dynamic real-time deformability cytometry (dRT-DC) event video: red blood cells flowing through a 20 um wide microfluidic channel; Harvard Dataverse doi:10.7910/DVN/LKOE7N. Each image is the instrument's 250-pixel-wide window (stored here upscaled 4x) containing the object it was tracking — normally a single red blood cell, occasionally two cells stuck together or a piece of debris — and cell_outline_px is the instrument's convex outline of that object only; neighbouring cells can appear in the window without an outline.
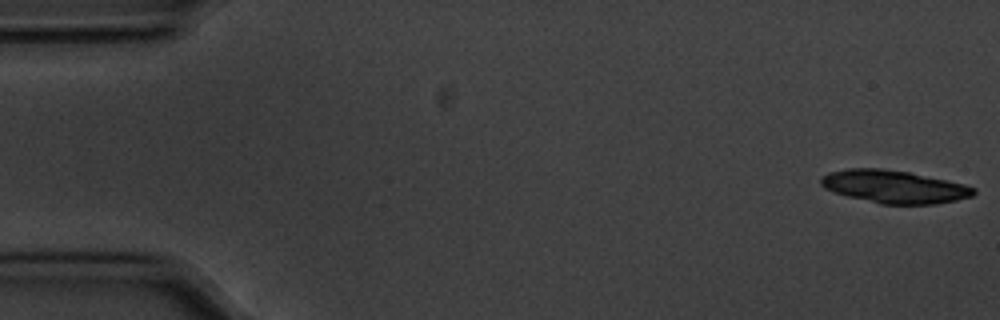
{"species": "common noctule bat (a hibernating species)", "species_latin": "Nyctalus noctula", "temperature_condition": "cold", "stored_images_in_passage": 41, "camera_frame_rate_fps": 3000, "um_per_image_px": 0.085, "animal": {"sex": "male", "body_mass_g": 20.1, "forearm_length_mm": 53.5}, "frame": {"image": 1, "passage_image": 1, "time_ms": 0.0, "image_size_px": [1000, 320], "cell_outline_px": [[976, 192], [972, 196], [956, 200], [936, 204], [880, 204], [832, 192], [824, 188], [820, 184], [820, 176], [828, 172], [848, 168], [880, 168], [908, 172], [964, 184], [976, 188]], "centroid_in_image_um": [75.96, 15.87], "position_along_channel_um": 9.0, "area_um2": 29.25}}
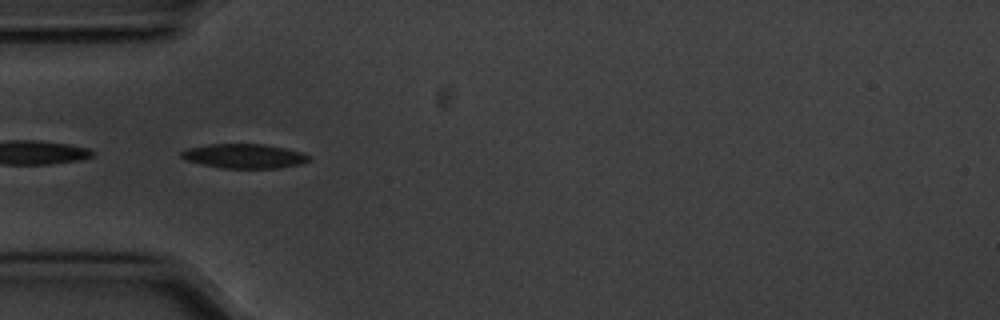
{"frame": {"image": 2, "passage_image": 17, "time_ms": 5.333, "image_size_px": [1000, 320], "cell_outline_px": [[308, 160], [300, 164], [276, 168], [220, 168], [200, 164], [184, 160], [180, 156], [180, 152], [188, 148], [208, 144], [264, 144], [284, 148], [300, 152], [308, 156]], "centroid_in_image_um": [20.67, 13.27], "position_along_channel_um": 64.3, "area_um2": 18.03}}
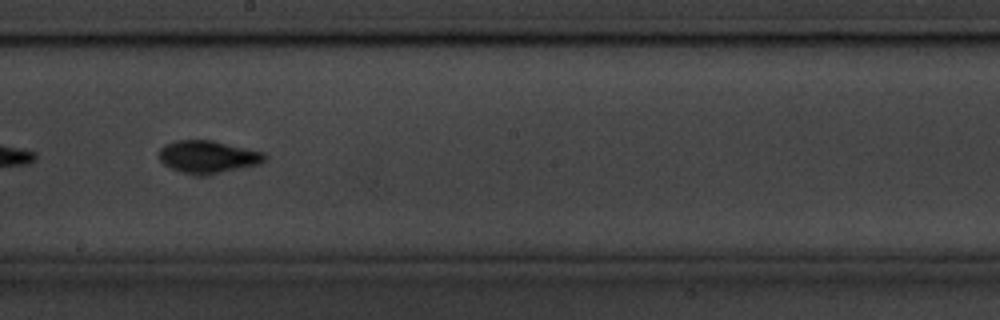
{"frame": {"image": 3, "passage_image": 31, "time_ms": 10.0, "image_size_px": [1000, 320], "cell_outline_px": [[268, 156], [260, 164], [220, 172], [184, 172], [172, 168], [164, 164], [160, 160], [160, 148], [164, 144], [176, 140], [212, 140], [264, 152]], "centroid_in_image_um": [17.69, 13.27], "position_along_channel_um": 230.5, "area_um2": 19.31}}